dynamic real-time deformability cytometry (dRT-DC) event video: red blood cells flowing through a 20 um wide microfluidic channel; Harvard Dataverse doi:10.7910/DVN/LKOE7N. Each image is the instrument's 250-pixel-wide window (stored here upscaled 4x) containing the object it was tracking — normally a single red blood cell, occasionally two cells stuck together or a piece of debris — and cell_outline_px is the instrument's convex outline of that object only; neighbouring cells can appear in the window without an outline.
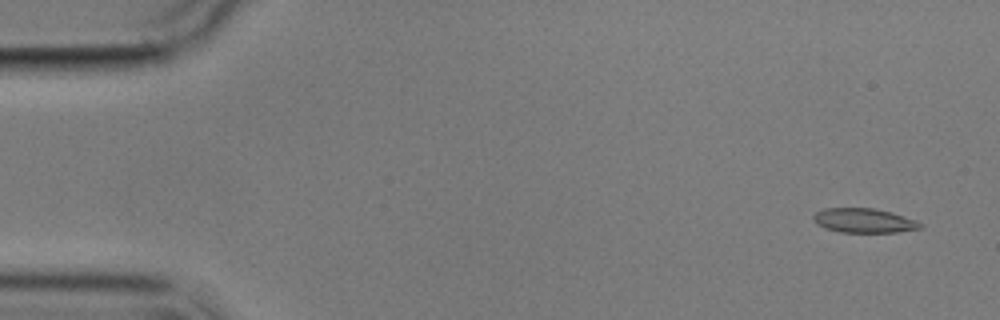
{"species": "common noctule bat (a hibernating species)", "species_latin": "Nyctalus noctula", "temperature_condition": "cold", "stored_images_in_passage": 8, "camera_frame_rate_fps": 3000, "um_per_image_px": 0.085, "animal": {"sex": "male", "body_mass_g": 17.9}, "frame": {"image": 1, "passage_image": 1, "time_ms": 0.0, "image_size_px": [1000, 320], "cell_outline_px": [[924, 228], [896, 232], [840, 232], [824, 228], [816, 224], [812, 216], [816, 212], [824, 208], [872, 208], [892, 212], [916, 220], [924, 224]], "centroid_in_image_um": [73.45, 18.75], "position_along_channel_um": 11.5, "area_um2": 15.32}}
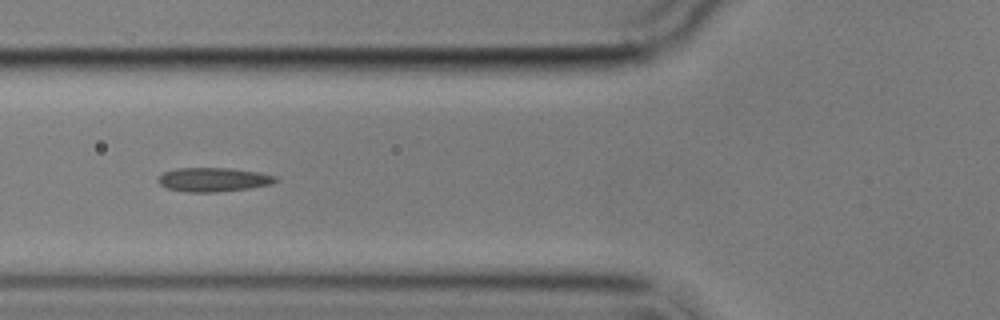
{"frame": {"image": 2, "passage_image": 6, "time_ms": 6.0, "image_size_px": [1000, 320], "cell_outline_px": [[280, 180], [272, 184], [248, 188], [216, 192], [188, 192], [168, 188], [160, 184], [160, 176], [164, 172], [176, 168], [232, 168], [260, 172], [276, 176]], "centroid_in_image_um": [18.21, 15.26], "position_along_channel_um": 107.6, "area_um2": 16.36}}
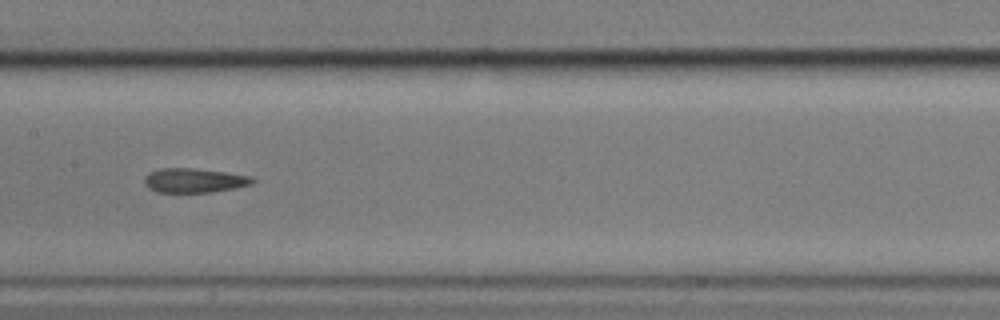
{"frame": {"image": 3, "passage_image": 8, "time_ms": 8.333, "image_size_px": [1000, 320], "cell_outline_px": [[256, 180], [252, 184], [212, 192], [156, 192], [144, 184], [144, 176], [148, 172], [160, 168], [192, 168], [224, 172], [252, 176]], "centroid_in_image_um": [16.48, 15.33], "position_along_channel_um": 190.9, "area_um2": 15.32}}